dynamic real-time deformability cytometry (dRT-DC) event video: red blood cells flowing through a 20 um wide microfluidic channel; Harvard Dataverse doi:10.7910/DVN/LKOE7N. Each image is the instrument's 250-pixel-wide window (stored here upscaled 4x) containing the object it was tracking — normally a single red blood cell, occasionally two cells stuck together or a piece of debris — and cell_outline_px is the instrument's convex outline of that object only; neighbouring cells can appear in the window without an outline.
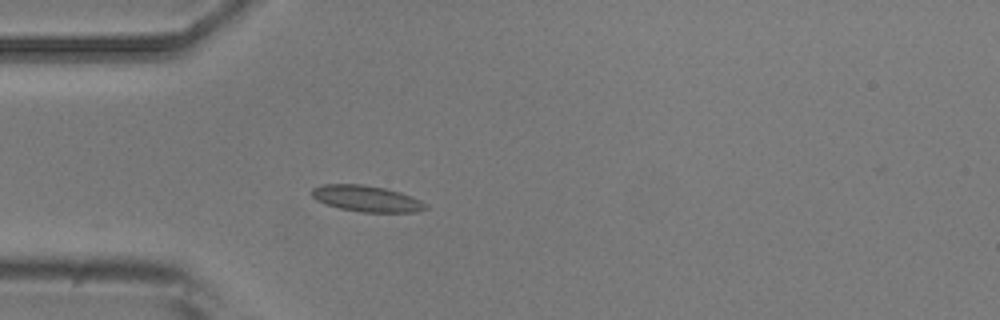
{"species": "common noctule bat (a hibernating species)", "species_latin": "Nyctalus noctula", "temperature_condition": "room temperature", "stored_images_in_passage": 4, "camera_frame_rate_fps": 3000, "um_per_image_px": 0.085, "animal": {"sex": "male", "body_mass_g": 20.5, "forearm_length_mm": 52.5}, "frame": {"image": 1, "passage_image": 4, "time_ms": 3.667, "image_size_px": [1000, 320], "cell_outline_px": [[428, 208], [416, 212], [360, 212], [340, 208], [324, 204], [316, 200], [308, 192], [312, 188], [324, 184], [364, 184], [384, 188], [400, 192], [412, 196], [428, 204]], "centroid_in_image_um": [31.14, 16.88], "position_along_channel_um": 53.9, "area_um2": 17.57}}